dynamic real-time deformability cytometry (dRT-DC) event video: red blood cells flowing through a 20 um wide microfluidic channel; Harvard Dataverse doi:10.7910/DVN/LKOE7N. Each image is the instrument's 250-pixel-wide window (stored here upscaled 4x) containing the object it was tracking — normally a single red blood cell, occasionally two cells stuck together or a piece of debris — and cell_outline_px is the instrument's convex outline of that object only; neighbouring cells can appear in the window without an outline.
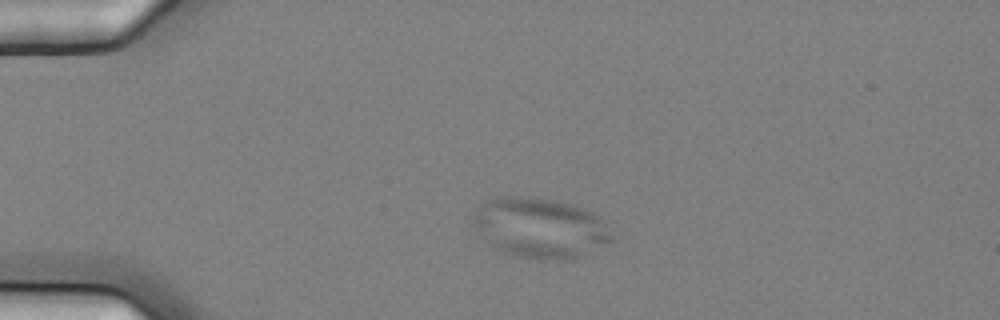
{"species": "common noctule bat (a hibernating species)", "species_latin": "Nyctalus noctula", "temperature_condition": "cold", "stored_images_in_passage": 2, "camera_frame_rate_fps": 3000, "um_per_image_px": 0.085, "animal": {"sex": "female", "body_mass_g": 25.1}, "frame": {"image": 1, "passage_image": 1, "time_ms": 0.0, "image_size_px": [1000, 320], "cell_outline_px": [[616, 240], [572, 260], [552, 260], [524, 256], [504, 252], [492, 244], [472, 224], [472, 216], [488, 200], [496, 196], [532, 196], [556, 200], [584, 208], [600, 216]], "centroid_in_image_um": [45.99, 19.35], "position_along_channel_um": 39.0, "area_um2": 48.32}}